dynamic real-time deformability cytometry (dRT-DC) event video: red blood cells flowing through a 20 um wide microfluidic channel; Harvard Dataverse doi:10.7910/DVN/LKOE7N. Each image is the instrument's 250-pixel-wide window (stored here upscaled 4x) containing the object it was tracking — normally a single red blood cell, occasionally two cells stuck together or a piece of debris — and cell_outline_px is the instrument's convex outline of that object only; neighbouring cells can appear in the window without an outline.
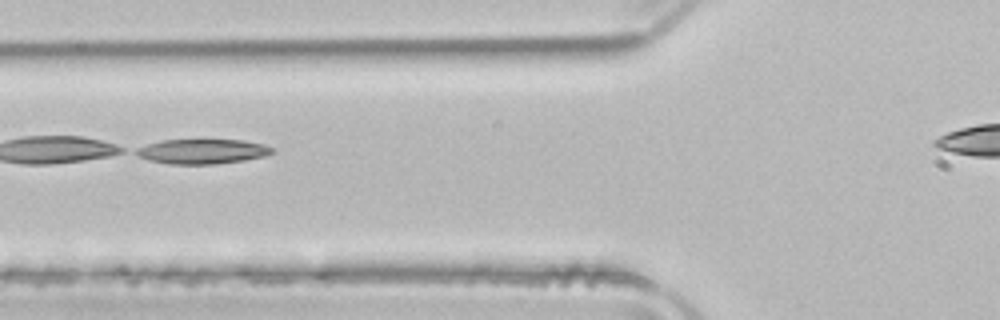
{"species": "common noctule bat (a hibernating species)", "species_latin": "Nyctalus noctula", "temperature_condition": "room temperature", "stored_images_in_passage": 2, "camera_frame_rate_fps": 3000, "um_per_image_px": 0.085, "animal": {"sex": "male", "body_mass_g": 21.5, "forearm_length_mm": 52.0}, "frame": {"image": 1, "passage_image": 2, "time_ms": 0.333, "image_size_px": [1000, 320], "cell_outline_px": [[276, 152], [264, 156], [244, 160], [216, 164], [168, 164], [148, 160], [132, 152], [136, 148], [160, 140], [244, 140], [264, 144], [276, 148]], "centroid_in_image_um": [17.22, 12.87], "position_along_channel_um": 108.6, "area_um2": 19.83}}